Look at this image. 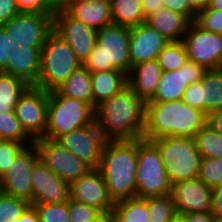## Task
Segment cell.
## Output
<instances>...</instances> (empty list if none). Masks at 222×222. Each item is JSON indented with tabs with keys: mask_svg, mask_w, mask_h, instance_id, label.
<instances>
[{
	"mask_svg": "<svg viewBox=\"0 0 222 222\" xmlns=\"http://www.w3.org/2000/svg\"><path fill=\"white\" fill-rule=\"evenodd\" d=\"M196 147L202 158L222 157V134L205 125L194 136Z\"/></svg>",
	"mask_w": 222,
	"mask_h": 222,
	"instance_id": "31",
	"label": "cell"
},
{
	"mask_svg": "<svg viewBox=\"0 0 222 222\" xmlns=\"http://www.w3.org/2000/svg\"><path fill=\"white\" fill-rule=\"evenodd\" d=\"M91 80L92 107L94 109L128 85L127 74L120 70L91 72Z\"/></svg>",
	"mask_w": 222,
	"mask_h": 222,
	"instance_id": "25",
	"label": "cell"
},
{
	"mask_svg": "<svg viewBox=\"0 0 222 222\" xmlns=\"http://www.w3.org/2000/svg\"><path fill=\"white\" fill-rule=\"evenodd\" d=\"M182 41L189 60L207 70L222 68V35L204 30L193 21Z\"/></svg>",
	"mask_w": 222,
	"mask_h": 222,
	"instance_id": "10",
	"label": "cell"
},
{
	"mask_svg": "<svg viewBox=\"0 0 222 222\" xmlns=\"http://www.w3.org/2000/svg\"><path fill=\"white\" fill-rule=\"evenodd\" d=\"M95 222H114V216L112 213L110 214H104L102 217H100L97 221Z\"/></svg>",
	"mask_w": 222,
	"mask_h": 222,
	"instance_id": "53",
	"label": "cell"
},
{
	"mask_svg": "<svg viewBox=\"0 0 222 222\" xmlns=\"http://www.w3.org/2000/svg\"><path fill=\"white\" fill-rule=\"evenodd\" d=\"M57 1H76V0H57Z\"/></svg>",
	"mask_w": 222,
	"mask_h": 222,
	"instance_id": "57",
	"label": "cell"
},
{
	"mask_svg": "<svg viewBox=\"0 0 222 222\" xmlns=\"http://www.w3.org/2000/svg\"><path fill=\"white\" fill-rule=\"evenodd\" d=\"M170 192L171 183L157 146L151 140L138 139L136 197H156Z\"/></svg>",
	"mask_w": 222,
	"mask_h": 222,
	"instance_id": "8",
	"label": "cell"
},
{
	"mask_svg": "<svg viewBox=\"0 0 222 222\" xmlns=\"http://www.w3.org/2000/svg\"><path fill=\"white\" fill-rule=\"evenodd\" d=\"M182 101L205 112V86L202 81L187 86Z\"/></svg>",
	"mask_w": 222,
	"mask_h": 222,
	"instance_id": "42",
	"label": "cell"
},
{
	"mask_svg": "<svg viewBox=\"0 0 222 222\" xmlns=\"http://www.w3.org/2000/svg\"><path fill=\"white\" fill-rule=\"evenodd\" d=\"M33 203H63L70 199V184L56 176L40 159L31 172Z\"/></svg>",
	"mask_w": 222,
	"mask_h": 222,
	"instance_id": "19",
	"label": "cell"
},
{
	"mask_svg": "<svg viewBox=\"0 0 222 222\" xmlns=\"http://www.w3.org/2000/svg\"><path fill=\"white\" fill-rule=\"evenodd\" d=\"M1 26L20 47H43L53 31V15L19 13Z\"/></svg>",
	"mask_w": 222,
	"mask_h": 222,
	"instance_id": "11",
	"label": "cell"
},
{
	"mask_svg": "<svg viewBox=\"0 0 222 222\" xmlns=\"http://www.w3.org/2000/svg\"><path fill=\"white\" fill-rule=\"evenodd\" d=\"M145 20L163 7L162 0H140Z\"/></svg>",
	"mask_w": 222,
	"mask_h": 222,
	"instance_id": "49",
	"label": "cell"
},
{
	"mask_svg": "<svg viewBox=\"0 0 222 222\" xmlns=\"http://www.w3.org/2000/svg\"><path fill=\"white\" fill-rule=\"evenodd\" d=\"M40 222H71L68 201L63 203H33Z\"/></svg>",
	"mask_w": 222,
	"mask_h": 222,
	"instance_id": "35",
	"label": "cell"
},
{
	"mask_svg": "<svg viewBox=\"0 0 222 222\" xmlns=\"http://www.w3.org/2000/svg\"><path fill=\"white\" fill-rule=\"evenodd\" d=\"M163 7L175 13L186 16L191 22L195 21L196 13L188 6L185 0H162Z\"/></svg>",
	"mask_w": 222,
	"mask_h": 222,
	"instance_id": "44",
	"label": "cell"
},
{
	"mask_svg": "<svg viewBox=\"0 0 222 222\" xmlns=\"http://www.w3.org/2000/svg\"><path fill=\"white\" fill-rule=\"evenodd\" d=\"M39 154L34 143L25 146L14 159L11 167L3 175L0 192L27 200L33 204L31 172Z\"/></svg>",
	"mask_w": 222,
	"mask_h": 222,
	"instance_id": "13",
	"label": "cell"
},
{
	"mask_svg": "<svg viewBox=\"0 0 222 222\" xmlns=\"http://www.w3.org/2000/svg\"><path fill=\"white\" fill-rule=\"evenodd\" d=\"M17 222H40L35 207L30 204L21 214Z\"/></svg>",
	"mask_w": 222,
	"mask_h": 222,
	"instance_id": "50",
	"label": "cell"
},
{
	"mask_svg": "<svg viewBox=\"0 0 222 222\" xmlns=\"http://www.w3.org/2000/svg\"><path fill=\"white\" fill-rule=\"evenodd\" d=\"M158 148L171 185L198 178L201 155L192 137H162L151 140Z\"/></svg>",
	"mask_w": 222,
	"mask_h": 222,
	"instance_id": "6",
	"label": "cell"
},
{
	"mask_svg": "<svg viewBox=\"0 0 222 222\" xmlns=\"http://www.w3.org/2000/svg\"><path fill=\"white\" fill-rule=\"evenodd\" d=\"M57 141L91 168H99L106 139L95 122L72 130L59 137Z\"/></svg>",
	"mask_w": 222,
	"mask_h": 222,
	"instance_id": "15",
	"label": "cell"
},
{
	"mask_svg": "<svg viewBox=\"0 0 222 222\" xmlns=\"http://www.w3.org/2000/svg\"><path fill=\"white\" fill-rule=\"evenodd\" d=\"M169 41L146 22L130 27L129 54L130 70L133 66L157 59Z\"/></svg>",
	"mask_w": 222,
	"mask_h": 222,
	"instance_id": "20",
	"label": "cell"
},
{
	"mask_svg": "<svg viewBox=\"0 0 222 222\" xmlns=\"http://www.w3.org/2000/svg\"><path fill=\"white\" fill-rule=\"evenodd\" d=\"M207 114L182 100L147 102L143 138L192 137L206 125Z\"/></svg>",
	"mask_w": 222,
	"mask_h": 222,
	"instance_id": "2",
	"label": "cell"
},
{
	"mask_svg": "<svg viewBox=\"0 0 222 222\" xmlns=\"http://www.w3.org/2000/svg\"><path fill=\"white\" fill-rule=\"evenodd\" d=\"M195 22L204 30L222 35V10L205 8L196 14Z\"/></svg>",
	"mask_w": 222,
	"mask_h": 222,
	"instance_id": "39",
	"label": "cell"
},
{
	"mask_svg": "<svg viewBox=\"0 0 222 222\" xmlns=\"http://www.w3.org/2000/svg\"><path fill=\"white\" fill-rule=\"evenodd\" d=\"M206 8L222 10V0H209L208 6Z\"/></svg>",
	"mask_w": 222,
	"mask_h": 222,
	"instance_id": "52",
	"label": "cell"
},
{
	"mask_svg": "<svg viewBox=\"0 0 222 222\" xmlns=\"http://www.w3.org/2000/svg\"><path fill=\"white\" fill-rule=\"evenodd\" d=\"M17 42H13L8 37L4 28L0 25V71L6 66L10 57V51H17L19 49Z\"/></svg>",
	"mask_w": 222,
	"mask_h": 222,
	"instance_id": "43",
	"label": "cell"
},
{
	"mask_svg": "<svg viewBox=\"0 0 222 222\" xmlns=\"http://www.w3.org/2000/svg\"><path fill=\"white\" fill-rule=\"evenodd\" d=\"M129 39V27L112 24L97 30V43L82 66L89 72L120 70L128 75Z\"/></svg>",
	"mask_w": 222,
	"mask_h": 222,
	"instance_id": "4",
	"label": "cell"
},
{
	"mask_svg": "<svg viewBox=\"0 0 222 222\" xmlns=\"http://www.w3.org/2000/svg\"><path fill=\"white\" fill-rule=\"evenodd\" d=\"M182 215L185 217V222H213L215 220L211 212H190Z\"/></svg>",
	"mask_w": 222,
	"mask_h": 222,
	"instance_id": "48",
	"label": "cell"
},
{
	"mask_svg": "<svg viewBox=\"0 0 222 222\" xmlns=\"http://www.w3.org/2000/svg\"><path fill=\"white\" fill-rule=\"evenodd\" d=\"M3 175L0 173V189L2 187Z\"/></svg>",
	"mask_w": 222,
	"mask_h": 222,
	"instance_id": "55",
	"label": "cell"
},
{
	"mask_svg": "<svg viewBox=\"0 0 222 222\" xmlns=\"http://www.w3.org/2000/svg\"><path fill=\"white\" fill-rule=\"evenodd\" d=\"M25 147L23 143L14 140H0V173L4 175L11 167L14 159Z\"/></svg>",
	"mask_w": 222,
	"mask_h": 222,
	"instance_id": "41",
	"label": "cell"
},
{
	"mask_svg": "<svg viewBox=\"0 0 222 222\" xmlns=\"http://www.w3.org/2000/svg\"><path fill=\"white\" fill-rule=\"evenodd\" d=\"M0 140H14L25 146L34 143L23 129L14 111L0 114Z\"/></svg>",
	"mask_w": 222,
	"mask_h": 222,
	"instance_id": "33",
	"label": "cell"
},
{
	"mask_svg": "<svg viewBox=\"0 0 222 222\" xmlns=\"http://www.w3.org/2000/svg\"><path fill=\"white\" fill-rule=\"evenodd\" d=\"M95 122V109L87 102L48 91L47 126L45 138L57 140L69 133Z\"/></svg>",
	"mask_w": 222,
	"mask_h": 222,
	"instance_id": "5",
	"label": "cell"
},
{
	"mask_svg": "<svg viewBox=\"0 0 222 222\" xmlns=\"http://www.w3.org/2000/svg\"><path fill=\"white\" fill-rule=\"evenodd\" d=\"M53 31L70 45L81 64L97 43V30L74 19L59 6L53 14Z\"/></svg>",
	"mask_w": 222,
	"mask_h": 222,
	"instance_id": "14",
	"label": "cell"
},
{
	"mask_svg": "<svg viewBox=\"0 0 222 222\" xmlns=\"http://www.w3.org/2000/svg\"><path fill=\"white\" fill-rule=\"evenodd\" d=\"M19 13L16 0H0V25Z\"/></svg>",
	"mask_w": 222,
	"mask_h": 222,
	"instance_id": "45",
	"label": "cell"
},
{
	"mask_svg": "<svg viewBox=\"0 0 222 222\" xmlns=\"http://www.w3.org/2000/svg\"><path fill=\"white\" fill-rule=\"evenodd\" d=\"M170 195L179 214L211 212L212 188L198 178L171 185Z\"/></svg>",
	"mask_w": 222,
	"mask_h": 222,
	"instance_id": "18",
	"label": "cell"
},
{
	"mask_svg": "<svg viewBox=\"0 0 222 222\" xmlns=\"http://www.w3.org/2000/svg\"><path fill=\"white\" fill-rule=\"evenodd\" d=\"M213 222H222V219H215Z\"/></svg>",
	"mask_w": 222,
	"mask_h": 222,
	"instance_id": "56",
	"label": "cell"
},
{
	"mask_svg": "<svg viewBox=\"0 0 222 222\" xmlns=\"http://www.w3.org/2000/svg\"><path fill=\"white\" fill-rule=\"evenodd\" d=\"M198 179L211 188L222 185V157L202 158Z\"/></svg>",
	"mask_w": 222,
	"mask_h": 222,
	"instance_id": "37",
	"label": "cell"
},
{
	"mask_svg": "<svg viewBox=\"0 0 222 222\" xmlns=\"http://www.w3.org/2000/svg\"><path fill=\"white\" fill-rule=\"evenodd\" d=\"M150 222H168L177 212L170 194L147 198Z\"/></svg>",
	"mask_w": 222,
	"mask_h": 222,
	"instance_id": "34",
	"label": "cell"
},
{
	"mask_svg": "<svg viewBox=\"0 0 222 222\" xmlns=\"http://www.w3.org/2000/svg\"><path fill=\"white\" fill-rule=\"evenodd\" d=\"M168 222H185V217L182 214L176 213Z\"/></svg>",
	"mask_w": 222,
	"mask_h": 222,
	"instance_id": "54",
	"label": "cell"
},
{
	"mask_svg": "<svg viewBox=\"0 0 222 222\" xmlns=\"http://www.w3.org/2000/svg\"><path fill=\"white\" fill-rule=\"evenodd\" d=\"M188 6L197 14L208 6L209 0H185Z\"/></svg>",
	"mask_w": 222,
	"mask_h": 222,
	"instance_id": "51",
	"label": "cell"
},
{
	"mask_svg": "<svg viewBox=\"0 0 222 222\" xmlns=\"http://www.w3.org/2000/svg\"><path fill=\"white\" fill-rule=\"evenodd\" d=\"M81 66L70 45L52 31L41 50V69L35 86L56 90Z\"/></svg>",
	"mask_w": 222,
	"mask_h": 222,
	"instance_id": "7",
	"label": "cell"
},
{
	"mask_svg": "<svg viewBox=\"0 0 222 222\" xmlns=\"http://www.w3.org/2000/svg\"><path fill=\"white\" fill-rule=\"evenodd\" d=\"M146 23L170 42L183 40L191 21L182 14L161 7L146 19Z\"/></svg>",
	"mask_w": 222,
	"mask_h": 222,
	"instance_id": "24",
	"label": "cell"
},
{
	"mask_svg": "<svg viewBox=\"0 0 222 222\" xmlns=\"http://www.w3.org/2000/svg\"><path fill=\"white\" fill-rule=\"evenodd\" d=\"M138 139L106 140L99 165L114 202L136 197Z\"/></svg>",
	"mask_w": 222,
	"mask_h": 222,
	"instance_id": "3",
	"label": "cell"
},
{
	"mask_svg": "<svg viewBox=\"0 0 222 222\" xmlns=\"http://www.w3.org/2000/svg\"><path fill=\"white\" fill-rule=\"evenodd\" d=\"M161 74L157 59L145 61L131 68L127 83L134 94L147 103L155 96Z\"/></svg>",
	"mask_w": 222,
	"mask_h": 222,
	"instance_id": "23",
	"label": "cell"
},
{
	"mask_svg": "<svg viewBox=\"0 0 222 222\" xmlns=\"http://www.w3.org/2000/svg\"><path fill=\"white\" fill-rule=\"evenodd\" d=\"M57 4L74 19L95 30L113 24L110 0L57 1Z\"/></svg>",
	"mask_w": 222,
	"mask_h": 222,
	"instance_id": "21",
	"label": "cell"
},
{
	"mask_svg": "<svg viewBox=\"0 0 222 222\" xmlns=\"http://www.w3.org/2000/svg\"><path fill=\"white\" fill-rule=\"evenodd\" d=\"M56 91L70 98L82 100L92 106L91 72L79 67Z\"/></svg>",
	"mask_w": 222,
	"mask_h": 222,
	"instance_id": "26",
	"label": "cell"
},
{
	"mask_svg": "<svg viewBox=\"0 0 222 222\" xmlns=\"http://www.w3.org/2000/svg\"><path fill=\"white\" fill-rule=\"evenodd\" d=\"M29 86L15 76L0 72V114L14 111L21 95Z\"/></svg>",
	"mask_w": 222,
	"mask_h": 222,
	"instance_id": "29",
	"label": "cell"
},
{
	"mask_svg": "<svg viewBox=\"0 0 222 222\" xmlns=\"http://www.w3.org/2000/svg\"><path fill=\"white\" fill-rule=\"evenodd\" d=\"M113 24L133 27L145 23L140 0H110Z\"/></svg>",
	"mask_w": 222,
	"mask_h": 222,
	"instance_id": "28",
	"label": "cell"
},
{
	"mask_svg": "<svg viewBox=\"0 0 222 222\" xmlns=\"http://www.w3.org/2000/svg\"><path fill=\"white\" fill-rule=\"evenodd\" d=\"M202 82L205 86V113L222 109V68L208 70Z\"/></svg>",
	"mask_w": 222,
	"mask_h": 222,
	"instance_id": "30",
	"label": "cell"
},
{
	"mask_svg": "<svg viewBox=\"0 0 222 222\" xmlns=\"http://www.w3.org/2000/svg\"><path fill=\"white\" fill-rule=\"evenodd\" d=\"M206 125L212 130L222 134V109L212 111L207 114Z\"/></svg>",
	"mask_w": 222,
	"mask_h": 222,
	"instance_id": "47",
	"label": "cell"
},
{
	"mask_svg": "<svg viewBox=\"0 0 222 222\" xmlns=\"http://www.w3.org/2000/svg\"><path fill=\"white\" fill-rule=\"evenodd\" d=\"M48 91L29 86L14 107L25 132L33 139L45 136L47 126Z\"/></svg>",
	"mask_w": 222,
	"mask_h": 222,
	"instance_id": "12",
	"label": "cell"
},
{
	"mask_svg": "<svg viewBox=\"0 0 222 222\" xmlns=\"http://www.w3.org/2000/svg\"><path fill=\"white\" fill-rule=\"evenodd\" d=\"M69 217L71 222H95L104 214L93 206L69 199Z\"/></svg>",
	"mask_w": 222,
	"mask_h": 222,
	"instance_id": "38",
	"label": "cell"
},
{
	"mask_svg": "<svg viewBox=\"0 0 222 222\" xmlns=\"http://www.w3.org/2000/svg\"><path fill=\"white\" fill-rule=\"evenodd\" d=\"M39 159L60 179L71 184L91 167L64 148L57 140L45 137L34 140Z\"/></svg>",
	"mask_w": 222,
	"mask_h": 222,
	"instance_id": "9",
	"label": "cell"
},
{
	"mask_svg": "<svg viewBox=\"0 0 222 222\" xmlns=\"http://www.w3.org/2000/svg\"><path fill=\"white\" fill-rule=\"evenodd\" d=\"M20 13L53 15L58 7L57 0H16Z\"/></svg>",
	"mask_w": 222,
	"mask_h": 222,
	"instance_id": "40",
	"label": "cell"
},
{
	"mask_svg": "<svg viewBox=\"0 0 222 222\" xmlns=\"http://www.w3.org/2000/svg\"><path fill=\"white\" fill-rule=\"evenodd\" d=\"M157 61L162 71L180 69L189 61L183 41H170L159 53Z\"/></svg>",
	"mask_w": 222,
	"mask_h": 222,
	"instance_id": "32",
	"label": "cell"
},
{
	"mask_svg": "<svg viewBox=\"0 0 222 222\" xmlns=\"http://www.w3.org/2000/svg\"><path fill=\"white\" fill-rule=\"evenodd\" d=\"M211 213L215 219H222V185L212 188Z\"/></svg>",
	"mask_w": 222,
	"mask_h": 222,
	"instance_id": "46",
	"label": "cell"
},
{
	"mask_svg": "<svg viewBox=\"0 0 222 222\" xmlns=\"http://www.w3.org/2000/svg\"><path fill=\"white\" fill-rule=\"evenodd\" d=\"M42 47L21 46L16 51H10L6 66L0 71L35 86L41 69Z\"/></svg>",
	"mask_w": 222,
	"mask_h": 222,
	"instance_id": "22",
	"label": "cell"
},
{
	"mask_svg": "<svg viewBox=\"0 0 222 222\" xmlns=\"http://www.w3.org/2000/svg\"><path fill=\"white\" fill-rule=\"evenodd\" d=\"M30 203L0 192V222H17Z\"/></svg>",
	"mask_w": 222,
	"mask_h": 222,
	"instance_id": "36",
	"label": "cell"
},
{
	"mask_svg": "<svg viewBox=\"0 0 222 222\" xmlns=\"http://www.w3.org/2000/svg\"><path fill=\"white\" fill-rule=\"evenodd\" d=\"M208 70L189 60L180 69L162 71L154 98L149 102L182 100L187 86L202 81Z\"/></svg>",
	"mask_w": 222,
	"mask_h": 222,
	"instance_id": "17",
	"label": "cell"
},
{
	"mask_svg": "<svg viewBox=\"0 0 222 222\" xmlns=\"http://www.w3.org/2000/svg\"><path fill=\"white\" fill-rule=\"evenodd\" d=\"M70 198L93 206L103 214L112 213L115 204L98 168H91L70 184Z\"/></svg>",
	"mask_w": 222,
	"mask_h": 222,
	"instance_id": "16",
	"label": "cell"
},
{
	"mask_svg": "<svg viewBox=\"0 0 222 222\" xmlns=\"http://www.w3.org/2000/svg\"><path fill=\"white\" fill-rule=\"evenodd\" d=\"M146 102L127 85L95 108V123L106 140L143 138Z\"/></svg>",
	"mask_w": 222,
	"mask_h": 222,
	"instance_id": "1",
	"label": "cell"
},
{
	"mask_svg": "<svg viewBox=\"0 0 222 222\" xmlns=\"http://www.w3.org/2000/svg\"><path fill=\"white\" fill-rule=\"evenodd\" d=\"M114 222H150L147 198L133 197L116 201L112 212Z\"/></svg>",
	"mask_w": 222,
	"mask_h": 222,
	"instance_id": "27",
	"label": "cell"
}]
</instances>
